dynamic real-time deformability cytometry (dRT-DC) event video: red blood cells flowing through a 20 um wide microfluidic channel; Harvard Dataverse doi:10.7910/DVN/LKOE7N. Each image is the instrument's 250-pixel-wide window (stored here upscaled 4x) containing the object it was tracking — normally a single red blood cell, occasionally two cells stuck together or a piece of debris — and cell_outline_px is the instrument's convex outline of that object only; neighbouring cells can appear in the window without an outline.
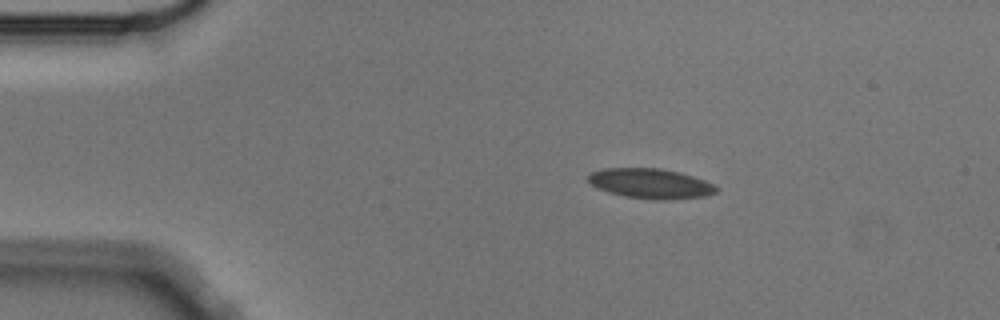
{"species": "Egyptian fruit bat (a non-hibernating species)", "species_latin": "Rousettus aegyptiacus", "temperature_condition": "cold", "stored_images_in_passage": 5, "camera_frame_rate_fps": 3000, "um_per_image_px": 0.085, "animal": {"sex": "male"}, "frame": {"image": 1, "passage_image": 2, "time_ms": 0.333, "image_size_px": [1000, 320], "cell_outline_px": [[720, 188], [716, 192], [704, 196], [664, 200], [628, 196], [608, 192], [596, 188], [588, 180], [588, 176], [592, 172], [604, 168], [660, 168], [680, 172], [704, 180]], "centroid_in_image_um": [55.3, 15.59], "position_along_channel_um": 29.7, "area_um2": 22.08}}
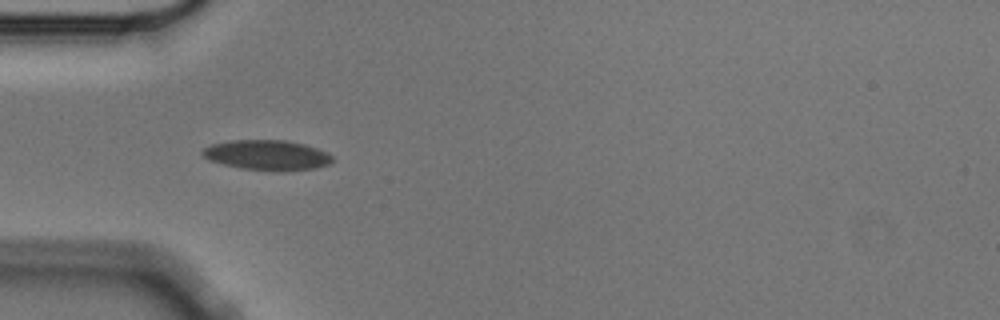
{"frame": {"image": 2, "passage_image": 4, "time_ms": 1.0, "image_size_px": [1000, 320], "cell_outline_px": [[332, 160], [328, 164], [316, 168], [276, 172], [240, 168], [208, 160], [200, 152], [204, 148], [212, 144], [228, 140], [284, 140], [304, 144], [328, 152], [332, 156]], "centroid_in_image_um": [22.69, 13.19], "position_along_channel_um": 62.3, "area_um2": 22.89}}
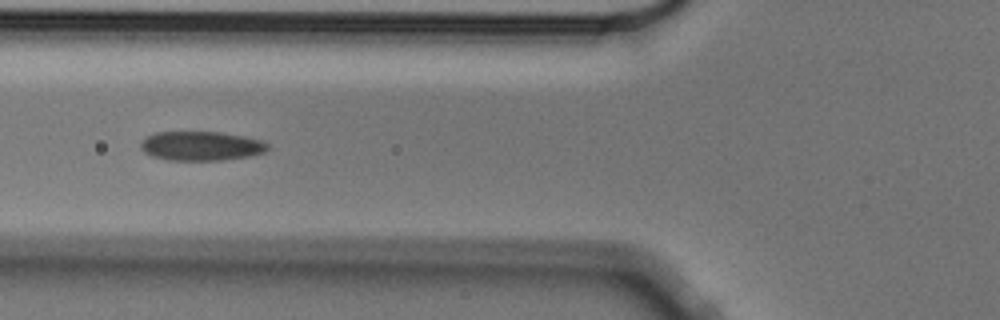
{"frame": {"image": 3, "passage_image": 5, "time_ms": 1.333, "image_size_px": [1000, 320], "cell_outline_px": [[268, 148], [264, 152], [248, 156], [220, 160], [168, 160], [152, 156], [144, 152], [140, 148], [140, 144], [148, 136], [156, 132], [220, 132], [244, 136], [260, 140], [268, 144]], "centroid_in_image_um": [17.08, 12.4], "position_along_channel_um": 108.7, "area_um2": 21.44}}